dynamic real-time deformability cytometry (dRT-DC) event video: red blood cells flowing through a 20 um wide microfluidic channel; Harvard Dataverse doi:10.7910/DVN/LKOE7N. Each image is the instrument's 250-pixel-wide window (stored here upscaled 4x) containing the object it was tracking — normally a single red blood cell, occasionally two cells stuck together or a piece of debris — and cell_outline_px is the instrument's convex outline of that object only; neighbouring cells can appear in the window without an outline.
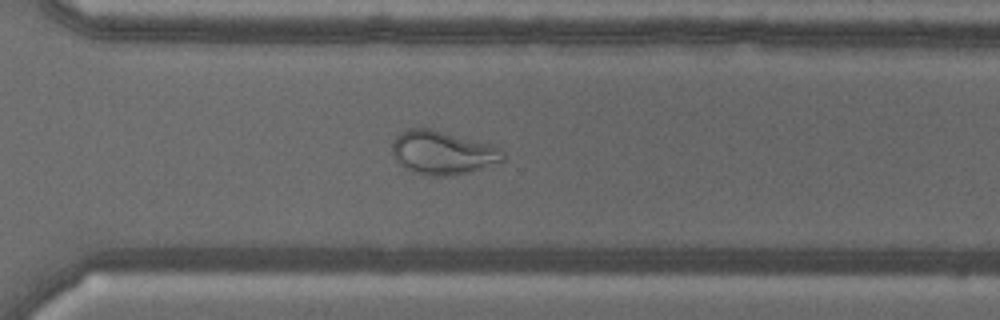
{"species": "common noctule bat (a hibernating species)", "species_latin": "Nyctalus noctula", "temperature_condition": "warm", "stored_images_in_passage": 55, "camera_frame_rate_fps": 3000, "um_per_image_px": 0.085, "animal": {"sex": "male", "body_mass_g": 18.8}, "frame": {"image": 1, "passage_image": 39, "time_ms": 12.667, "image_size_px": [1000, 320], "cell_outline_px": [[504, 160], [468, 172], [452, 176], [428, 176], [412, 172], [404, 168], [396, 160], [392, 152], [392, 140], [400, 132], [408, 128], [432, 128], [492, 144], [500, 148], [504, 152]], "centroid_in_image_um": [37.59, 12.96], "position_along_channel_um": 333.0, "area_um2": 28.44}}
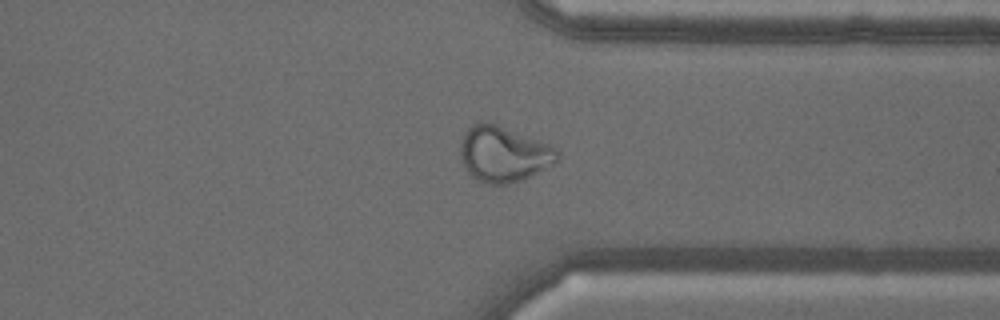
{"frame": {"image": 2, "passage_image": 42, "time_ms": 13.667, "image_size_px": [1000, 320], "cell_outline_px": [[560, 160], [520, 180], [504, 184], [488, 184], [476, 180], [464, 168], [460, 156], [460, 140], [464, 132], [472, 124], [480, 120], [496, 124], [548, 144], [556, 148], [560, 152]], "centroid_in_image_um": [42.75, 13.08], "position_along_channel_um": 368.6, "area_um2": 31.39}}
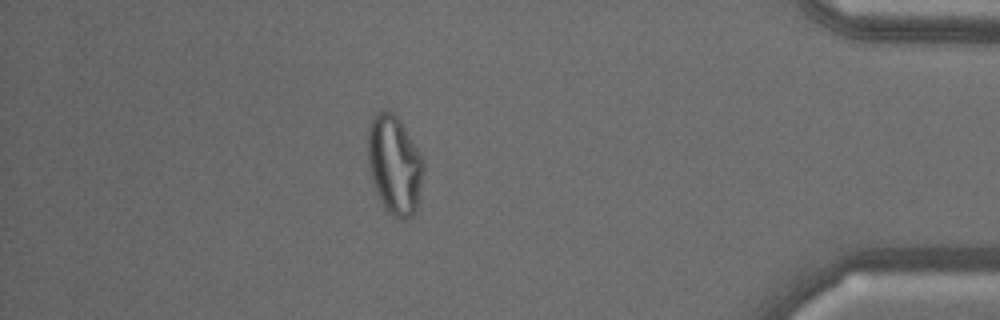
{"frame": {"image": 3, "passage_image": 48, "time_ms": 15.667, "image_size_px": [1000, 320], "cell_outline_px": [[424, 172], [416, 208], [412, 216], [408, 220], [404, 220], [388, 212], [384, 208], [372, 184], [368, 168], [368, 128], [372, 116], [376, 112], [384, 108], [388, 108], [400, 120], [424, 160]], "centroid_in_image_um": [33.51, 13.99], "position_along_channel_um": 401.7, "area_um2": 32.43}}